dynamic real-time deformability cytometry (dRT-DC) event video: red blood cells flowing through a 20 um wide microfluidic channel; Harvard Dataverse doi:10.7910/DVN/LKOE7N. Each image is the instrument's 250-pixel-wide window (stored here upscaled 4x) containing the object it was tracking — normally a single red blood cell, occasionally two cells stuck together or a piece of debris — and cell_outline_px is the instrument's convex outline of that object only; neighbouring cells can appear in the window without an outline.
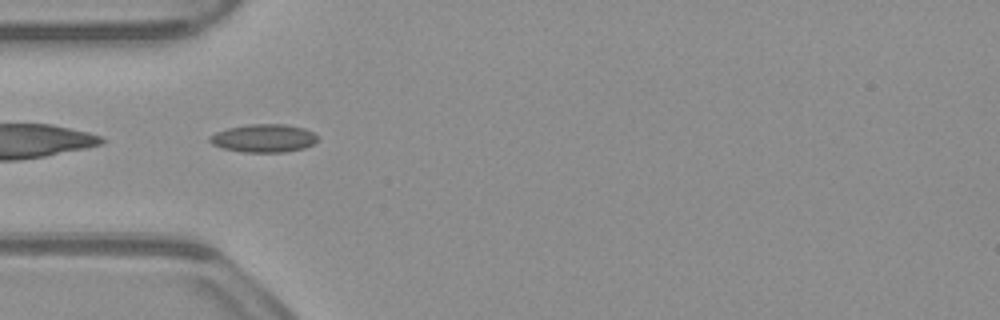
{"species": "common noctule bat (a hibernating species)", "species_latin": "Nyctalus noctula", "temperature_condition": "warm", "stored_images_in_passage": 37, "camera_frame_rate_fps": 3000, "um_per_image_px": 0.085, "animal": {"sex": "male", "body_mass_g": 23.1, "forearm_length_mm": 52.7}, "frame": {"image": 1, "passage_image": 1, "time_ms": 0.0, "image_size_px": [1000, 320], "cell_outline_px": [[320, 140], [304, 148], [284, 152], [244, 152], [220, 148], [212, 144], [208, 140], [208, 136], [216, 132], [228, 128], [252, 124], [284, 124], [304, 128], [312, 132]], "centroid_in_image_um": [22.39, 11.75], "position_along_channel_um": 62.6, "area_um2": 17.69}}
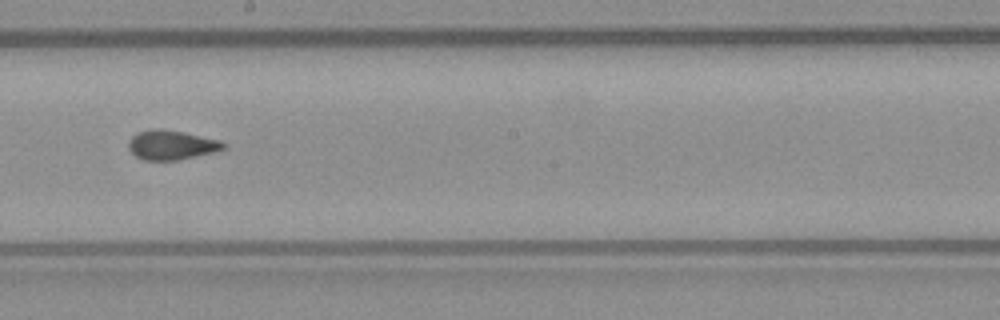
{"frame": {"image": 2, "passage_image": 14, "time_ms": 4.333, "image_size_px": [1000, 320], "cell_outline_px": [[228, 144], [224, 148], [216, 152], [176, 160], [144, 160], [136, 156], [128, 148], [128, 140], [132, 136], [140, 132], [160, 128], [164, 128], [184, 132], [220, 140]], "centroid_in_image_um": [14.6, 12.32], "position_along_channel_um": 233.6, "area_um2": 16.3}}
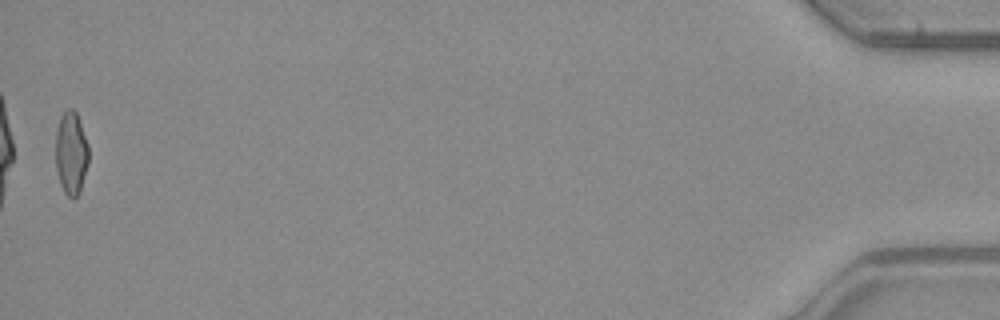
{"frame": {"image": 3, "passage_image": 37, "time_ms": 12.0, "image_size_px": [1000, 320], "cell_outline_px": [[88, 164], [80, 192], [76, 196], [68, 196], [64, 192], [60, 184], [56, 168], [56, 128], [60, 116], [68, 108], [72, 108], [76, 112], [88, 144]], "centroid_in_image_um": [6.04, 13.0], "position_along_channel_um": 429.2, "area_um2": 15.95}, "authors_computed_cell_mechanics": {"area_um2": 16.184, "velocity_mm_per_s": 3.9356, "shape_relaxation_time_tau1_ms": 10.7221, "shape_relaxation_time_tau2_ms": 1.0498, "deformation_change_tau1": 0.2137, "deformation_change_tau2": 0.0839}}